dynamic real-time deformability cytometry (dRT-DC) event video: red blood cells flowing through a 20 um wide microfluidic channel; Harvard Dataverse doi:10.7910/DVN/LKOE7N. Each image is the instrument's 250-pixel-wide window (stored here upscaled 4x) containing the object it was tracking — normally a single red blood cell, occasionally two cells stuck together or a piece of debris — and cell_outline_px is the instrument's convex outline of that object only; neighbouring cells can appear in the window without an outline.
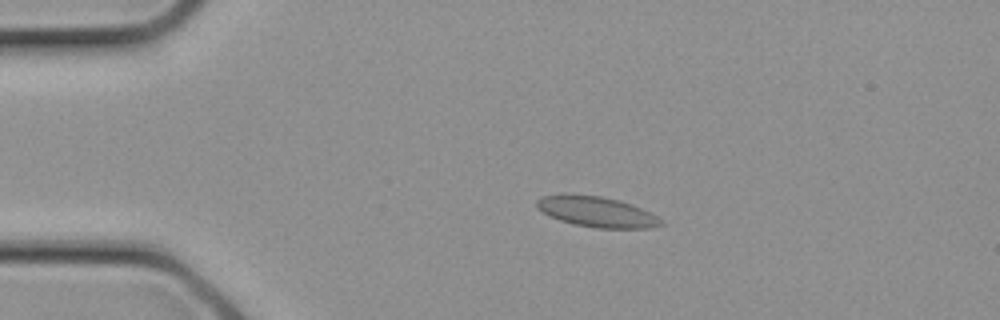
{"species": "common noctule bat (a hibernating species)", "species_latin": "Nyctalus noctula", "temperature_condition": "cold", "stored_images_in_passage": 11, "camera_frame_rate_fps": 3000, "um_per_image_px": 0.085, "animal": {"sex": "female", "body_mass_g": 21.9}, "frame": {"image": 1, "passage_image": 5, "time_ms": 1.333, "image_size_px": [1000, 320], "cell_outline_px": [[664, 224], [648, 228], [596, 228], [572, 224], [548, 216], [536, 208], [536, 200], [540, 196], [564, 192], [572, 192], [600, 196], [620, 200], [640, 208], [664, 220]], "centroid_in_image_um": [50.62, 17.97], "position_along_channel_um": 34.4, "area_um2": 22.6}}
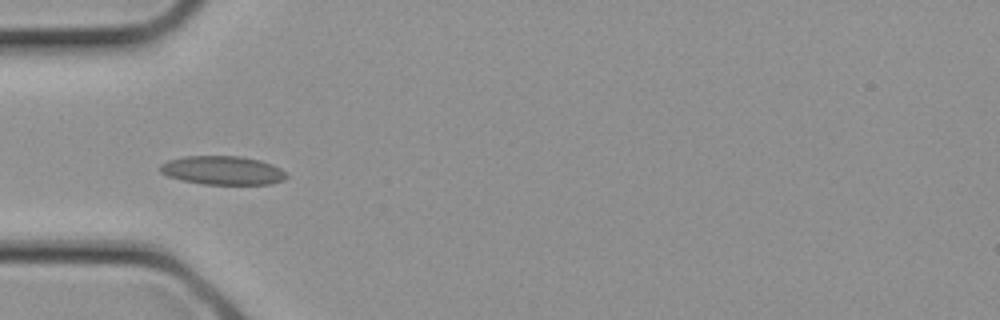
{"frame": {"image": 2, "passage_image": 8, "time_ms": 2.333, "image_size_px": [1000, 320], "cell_outline_px": [[288, 176], [284, 180], [272, 184], [204, 184], [184, 180], [168, 176], [160, 172], [160, 164], [168, 160], [184, 156], [240, 156], [260, 160], [272, 164], [280, 168]], "centroid_in_image_um": [18.93, 14.47], "position_along_channel_um": 66.1, "area_um2": 21.1}}
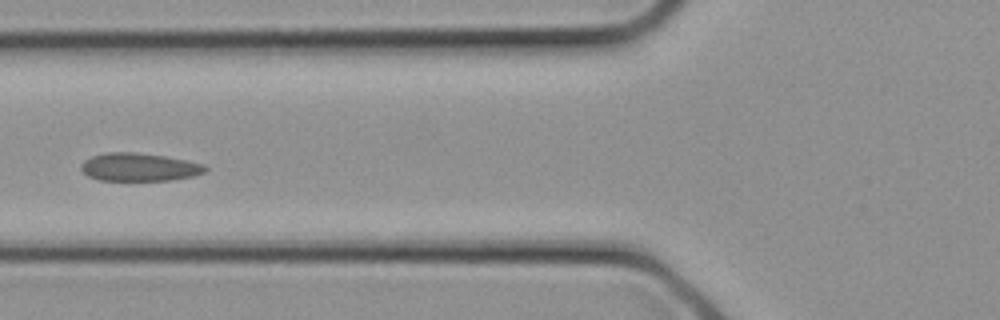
{"frame": {"image": 3, "passage_image": 10, "time_ms": 3.0, "image_size_px": [1000, 320], "cell_outline_px": [[208, 168], [204, 172], [192, 176], [172, 180], [100, 180], [88, 176], [80, 168], [80, 164], [84, 160], [92, 156], [104, 152], [136, 152], [164, 156], [204, 164]], "centroid_in_image_um": [11.8, 14.2], "position_along_channel_um": 114.0, "area_um2": 20.23}}